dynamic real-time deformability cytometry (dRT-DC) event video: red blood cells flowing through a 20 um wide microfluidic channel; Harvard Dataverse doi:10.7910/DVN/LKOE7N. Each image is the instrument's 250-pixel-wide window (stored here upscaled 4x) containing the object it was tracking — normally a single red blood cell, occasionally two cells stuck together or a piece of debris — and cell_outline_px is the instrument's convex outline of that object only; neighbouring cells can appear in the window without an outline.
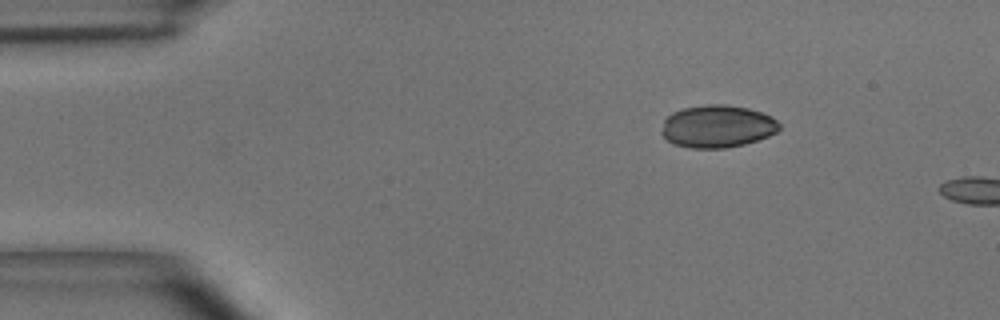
{"species": "common noctule bat (a hibernating species)", "species_latin": "Nyctalus noctula", "temperature_condition": "room temperature", "stored_images_in_passage": 2, "camera_frame_rate_fps": 3000, "um_per_image_px": 0.085, "animal": {"sex": "male", "body_mass_g": 15.6}, "frame": {"image": 1, "passage_image": 1, "time_ms": 0.0, "image_size_px": [1000, 320], "cell_outline_px": [[780, 128], [776, 132], [768, 136], [744, 144], [724, 148], [688, 148], [672, 144], [660, 132], [664, 120], [672, 112], [684, 108], [708, 104], [724, 104], [748, 108], [772, 116], [780, 124]], "centroid_in_image_um": [60.95, 10.74], "position_along_channel_um": 24.0, "area_um2": 29.19}}